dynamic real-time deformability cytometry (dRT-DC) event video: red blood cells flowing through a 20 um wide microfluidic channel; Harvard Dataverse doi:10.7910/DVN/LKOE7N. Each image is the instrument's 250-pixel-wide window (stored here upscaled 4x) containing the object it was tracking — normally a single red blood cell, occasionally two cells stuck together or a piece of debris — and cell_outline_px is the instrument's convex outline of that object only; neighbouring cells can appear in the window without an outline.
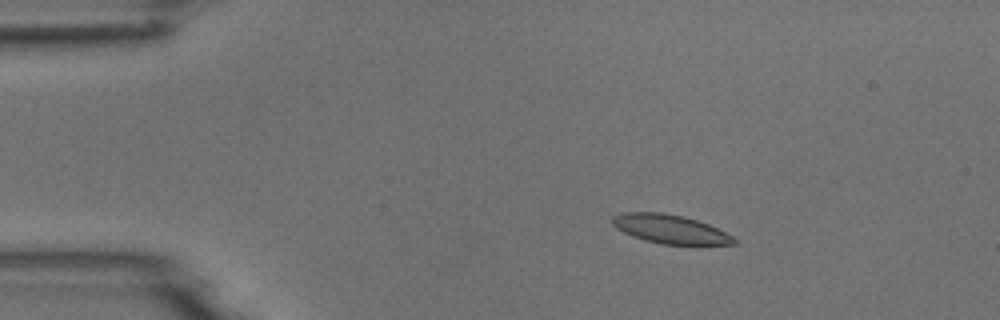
{"species": "common noctule bat (a hibernating species)", "species_latin": "Nyctalus noctula", "temperature_condition": "room temperature", "stored_images_in_passage": 6, "camera_frame_rate_fps": 3000, "um_per_image_px": 0.085, "animal": {"sex": "male", "body_mass_g": 18.8}, "frame": {"image": 1, "passage_image": 3, "time_ms": 2.333, "image_size_px": [1000, 320], "cell_outline_px": [[736, 244], [664, 244], [644, 240], [632, 236], [616, 228], [612, 224], [612, 216], [620, 212], [660, 212], [684, 216], [708, 224], [732, 236], [736, 240]], "centroid_in_image_um": [56.9, 19.46], "position_along_channel_um": 28.1, "area_um2": 20.23}}
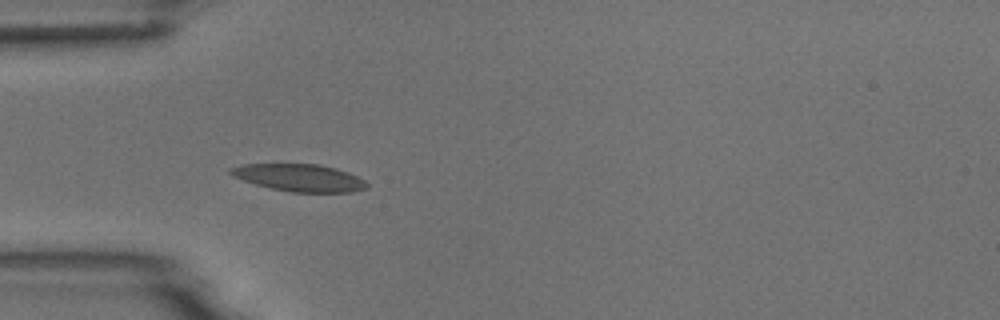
{"frame": {"image": 2, "passage_image": 5, "time_ms": 4.667, "image_size_px": [1000, 320], "cell_outline_px": [[368, 188], [352, 192], [292, 192], [272, 188], [256, 184], [232, 176], [228, 172], [228, 168], [240, 164], [320, 164], [336, 168], [348, 172], [364, 180], [368, 184]], "centroid_in_image_um": [25.44, 15.1], "position_along_channel_um": 59.6, "area_um2": 21.68}}